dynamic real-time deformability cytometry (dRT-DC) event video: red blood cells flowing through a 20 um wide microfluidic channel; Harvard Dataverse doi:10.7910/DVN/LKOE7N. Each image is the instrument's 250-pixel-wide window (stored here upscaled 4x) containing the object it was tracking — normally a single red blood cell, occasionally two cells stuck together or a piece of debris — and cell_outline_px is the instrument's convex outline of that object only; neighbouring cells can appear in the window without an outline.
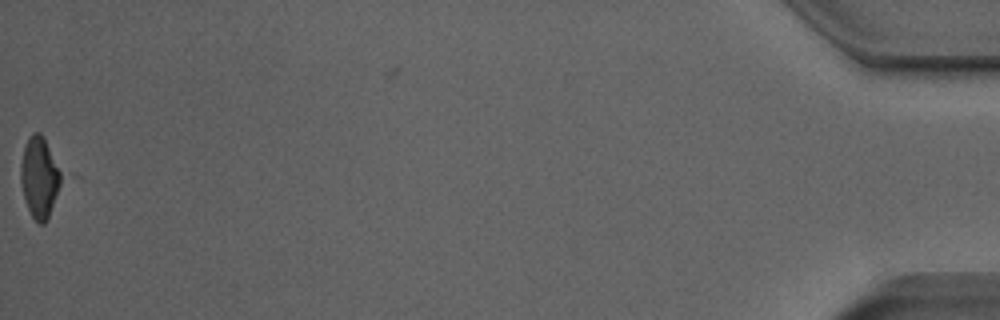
{"species": "Egyptian fruit bat (a non-hibernating species)", "species_latin": "Rousettus aegyptiacus", "temperature_condition": "room temperature", "stored_images_in_passage": 51, "camera_frame_rate_fps": 3000, "um_per_image_px": 0.085, "animal": {"sex": "male"}, "frame": {"image": 1, "passage_image": 51, "time_ms": 16.667, "image_size_px": [1000, 320], "cell_outline_px": [[68, 176], [44, 224], [40, 224], [32, 216], [28, 208], [20, 184], [20, 164], [24, 148], [28, 136], [32, 132], [40, 132], [44, 136]], "centroid_in_image_um": [3.45, 15.01], "position_along_channel_um": 431.7, "area_um2": 20.29}, "authors_computed_cell_mechanics": {"area_um2": 19.074, "velocity_mm_per_s": 3.8919, "shape_relaxation_time_tau1_ms": 1.5678, "shape_relaxation_time_tau2_ms": null, "deformation_change_tau1": 0.2807, "deformation_change_tau2": null}}